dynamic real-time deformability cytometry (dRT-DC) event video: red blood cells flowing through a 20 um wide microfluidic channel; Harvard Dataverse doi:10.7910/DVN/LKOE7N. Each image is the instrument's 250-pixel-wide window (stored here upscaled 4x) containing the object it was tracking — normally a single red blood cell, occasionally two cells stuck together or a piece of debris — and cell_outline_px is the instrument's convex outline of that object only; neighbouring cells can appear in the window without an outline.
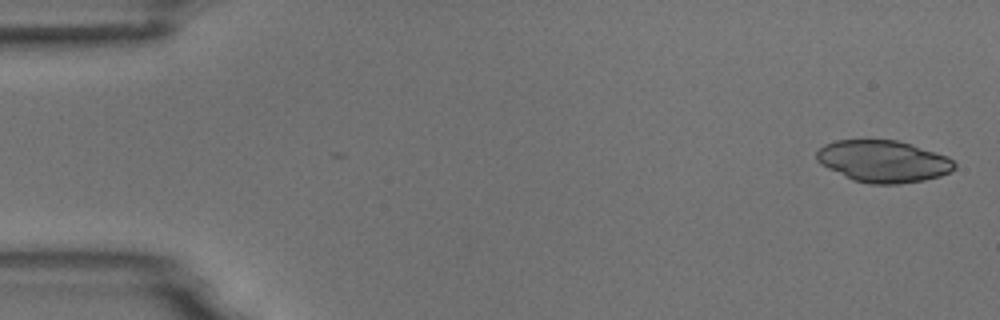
{"species": "common noctule bat (a hibernating species)", "species_latin": "Nyctalus noctula", "temperature_condition": "room temperature", "stored_images_in_passage": 5, "camera_frame_rate_fps": 3000, "um_per_image_px": 0.085, "animal": {"sex": "male", "body_mass_g": 18.8}, "frame": {"image": 1, "passage_image": 1, "time_ms": 0.0, "image_size_px": [1000, 320], "cell_outline_px": [[956, 168], [940, 176], [924, 180], [900, 184], [872, 184], [852, 180], [820, 164], [816, 160], [816, 152], [824, 144], [836, 140], [896, 140], [912, 144], [948, 156], [956, 164]], "centroid_in_image_um": [75.07, 13.71], "position_along_channel_um": 9.9, "area_um2": 33.76}}